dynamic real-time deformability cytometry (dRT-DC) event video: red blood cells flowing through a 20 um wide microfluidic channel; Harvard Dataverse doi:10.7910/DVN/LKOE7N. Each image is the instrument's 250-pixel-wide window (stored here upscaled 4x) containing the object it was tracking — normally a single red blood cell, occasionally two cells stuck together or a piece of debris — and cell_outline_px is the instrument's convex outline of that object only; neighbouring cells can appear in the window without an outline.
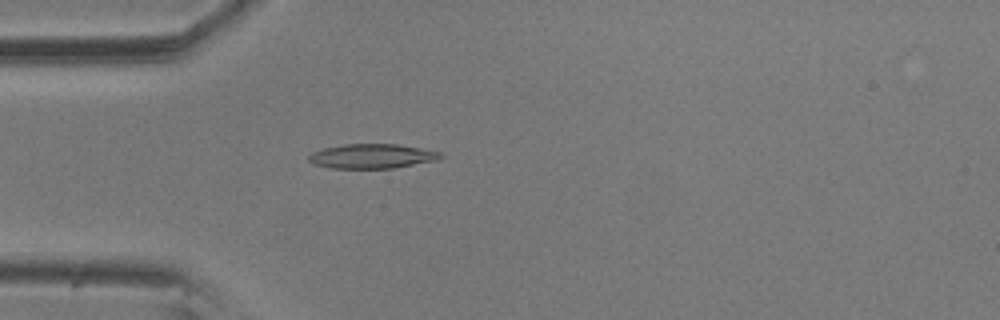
{"species": "common noctule bat (a hibernating species)", "species_latin": "Nyctalus noctula", "temperature_condition": "room temperature", "stored_images_in_passage": 56, "camera_frame_rate_fps": 3000, "um_per_image_px": 0.085, "animal": {"sex": "male", "body_mass_g": 20.5, "forearm_length_mm": 52.5}, "frame": {"image": 1, "passage_image": 16, "time_ms": 5.0, "image_size_px": [1000, 320], "cell_outline_px": [[444, 156], [436, 160], [392, 168], [328, 168], [312, 164], [308, 160], [308, 156], [312, 152], [324, 148], [344, 144], [396, 144], [420, 148], [440, 152]], "centroid_in_image_um": [31.57, 13.27], "position_along_channel_um": 53.4, "area_um2": 18.73}}
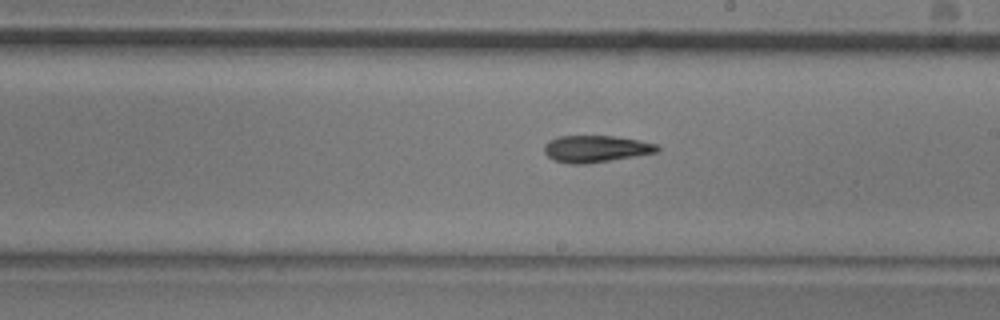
{"frame": {"image": 2, "passage_image": 32, "time_ms": 10.333, "image_size_px": [1000, 320], "cell_outline_px": [[660, 148], [656, 152], [584, 164], [568, 164], [552, 160], [544, 152], [544, 144], [548, 140], [560, 136], [612, 136], [640, 140], [656, 144]], "centroid_in_image_um": [50.57, 12.64], "position_along_channel_um": 238.4, "area_um2": 17.51}}
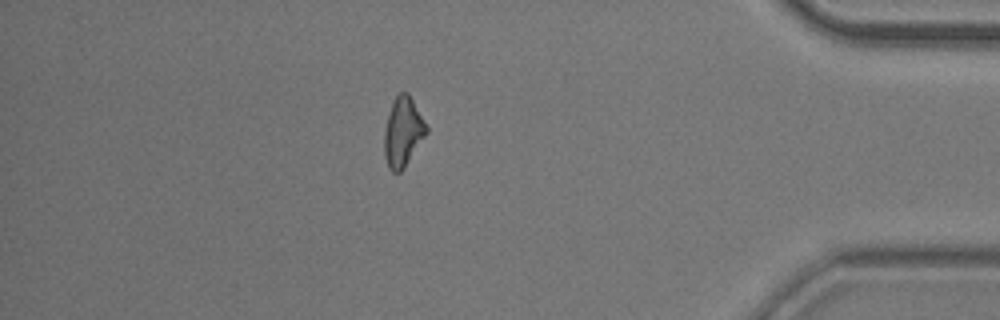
{"frame": {"image": 3, "passage_image": 49, "time_ms": 16.0, "image_size_px": [1000, 320], "cell_outline_px": [[428, 132], [404, 168], [400, 172], [392, 172], [388, 168], [384, 156], [384, 132], [388, 116], [392, 104], [396, 96], [400, 92], [408, 92], [428, 128]], "centroid_in_image_um": [34.24, 11.25], "position_along_channel_um": 401.0, "area_um2": 16.88}, "authors_computed_cell_mechanics": {"area_um2": 17.6001, "velocity_mm_per_s": 3.5724, "shape_relaxation_time_tau1_ms": 8.7635, "shape_relaxation_time_tau2_ms": 5.1649, "deformation_change_tau1": 0.1822, "deformation_change_tau2": 0.1354}}